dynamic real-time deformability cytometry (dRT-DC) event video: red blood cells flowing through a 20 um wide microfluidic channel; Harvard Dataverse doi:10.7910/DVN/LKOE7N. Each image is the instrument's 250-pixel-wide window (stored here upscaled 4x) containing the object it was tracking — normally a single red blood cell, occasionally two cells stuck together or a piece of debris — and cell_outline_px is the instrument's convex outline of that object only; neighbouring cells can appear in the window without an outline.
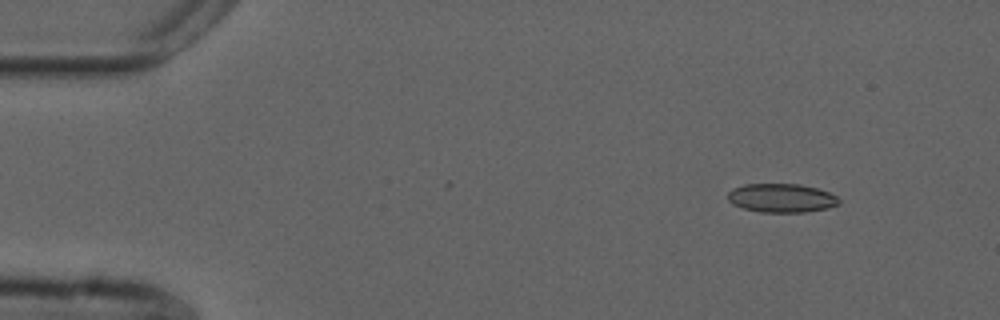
{"species": "common noctule bat (a hibernating species)", "species_latin": "Nyctalus noctula", "temperature_condition": "cold", "stored_images_in_passage": 51, "camera_frame_rate_fps": 3000, "um_per_image_px": 0.085, "animal": {"sex": "male", "forearm_length_mm": 52.5}, "frame": {"image": 1, "passage_image": 3, "time_ms": 0.667, "image_size_px": [1000, 320], "cell_outline_px": [[840, 204], [828, 208], [804, 212], [760, 212], [744, 208], [732, 204], [728, 200], [728, 192], [732, 188], [744, 184], [800, 184], [816, 188], [828, 192], [836, 196], [840, 200]], "centroid_in_image_um": [66.42, 16.83], "position_along_channel_um": 18.6, "area_um2": 18.67}}
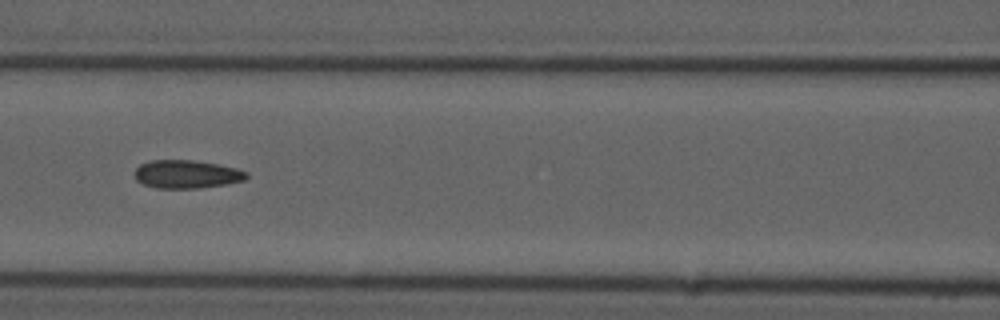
{"frame": {"image": 2, "passage_image": 21, "time_ms": 6.667, "image_size_px": [1000, 320], "cell_outline_px": [[248, 176], [244, 180], [228, 184], [200, 188], [156, 188], [144, 184], [136, 180], [136, 168], [140, 164], [152, 160], [192, 160], [220, 164], [236, 168], [248, 172]], "centroid_in_image_um": [15.9, 14.81], "position_along_channel_um": 150.7, "area_um2": 18.44}}
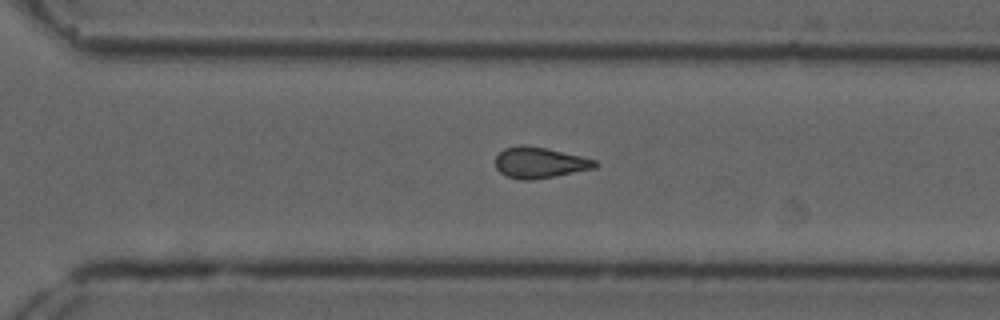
{"frame": {"image": 3, "passage_image": 35, "time_ms": 11.333, "image_size_px": [1000, 320], "cell_outline_px": [[600, 164], [596, 168], [556, 176], [532, 180], [520, 180], [508, 176], [500, 172], [496, 168], [496, 156], [504, 148], [520, 144], [524, 144], [544, 148], [580, 156], [596, 160]], "centroid_in_image_um": [45.88, 13.83], "position_along_channel_um": 324.7, "area_um2": 17.98}, "authors_computed_cell_mechanics": {"area_um2": 18.207, "velocity_mm_per_s": 3.7433, "shape_relaxation_time_tau1_ms": null, "shape_relaxation_time_tau2_ms": 2.9285, "deformation_change_tau1": null, "deformation_change_tau2": 0.1132}}